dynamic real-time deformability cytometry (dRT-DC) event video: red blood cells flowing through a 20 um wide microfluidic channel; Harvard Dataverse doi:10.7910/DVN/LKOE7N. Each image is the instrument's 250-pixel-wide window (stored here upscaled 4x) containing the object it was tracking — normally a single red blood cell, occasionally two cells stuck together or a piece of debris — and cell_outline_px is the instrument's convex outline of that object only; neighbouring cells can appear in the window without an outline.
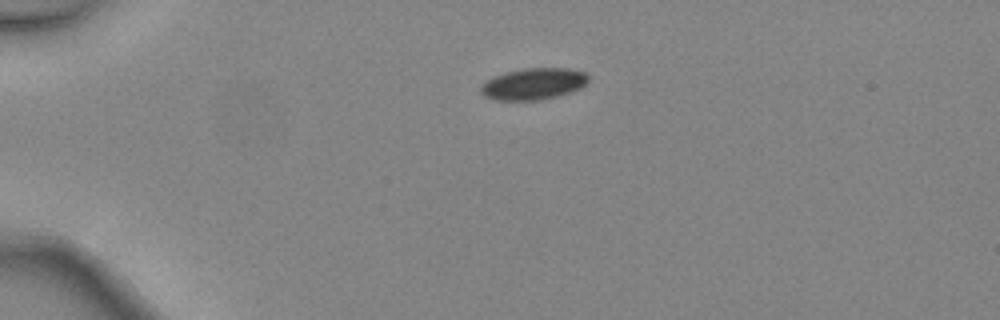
{"species": "common noctule bat (a hibernating species)", "species_latin": "Nyctalus noctula", "temperature_condition": "warm", "stored_images_in_passage": 2, "camera_frame_rate_fps": 3000, "um_per_image_px": 0.085, "animal": {"sex": "female", "body_mass_g": 24.6, "forearm_length_mm": 56.2}, "frame": {"image": 1, "passage_image": 1, "time_ms": 0.0, "image_size_px": [1000, 320], "cell_outline_px": [[588, 80], [580, 88], [556, 96], [540, 100], [492, 100], [484, 96], [480, 92], [480, 84], [492, 76], [524, 68], [568, 68], [584, 72], [588, 76]], "centroid_in_image_um": [45.28, 7.13], "position_along_channel_um": 39.7, "area_um2": 19.77}}